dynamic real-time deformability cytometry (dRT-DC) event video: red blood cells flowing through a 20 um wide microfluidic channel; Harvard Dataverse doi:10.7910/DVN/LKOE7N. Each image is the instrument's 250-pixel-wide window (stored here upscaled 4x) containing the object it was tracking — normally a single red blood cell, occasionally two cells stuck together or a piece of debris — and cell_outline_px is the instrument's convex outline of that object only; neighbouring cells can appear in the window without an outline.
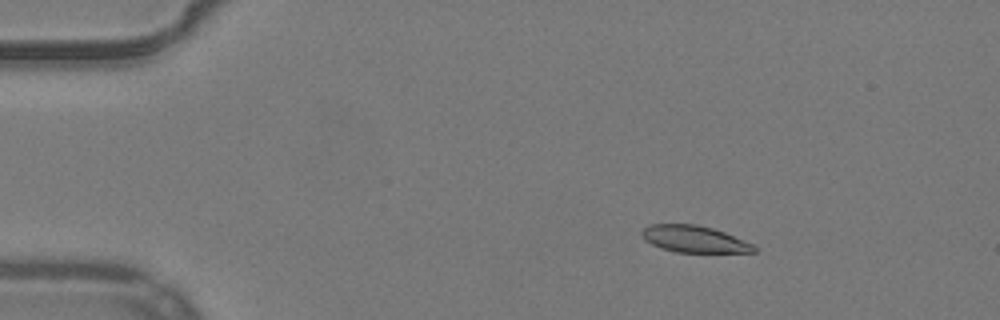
{"species": "common noctule bat (a hibernating species)", "species_latin": "Nyctalus noctula", "temperature_condition": "warm", "stored_images_in_passage": 52, "camera_frame_rate_fps": 3000, "um_per_image_px": 0.085, "animal": {"sex": "male", "body_mass_g": 19.2, "forearm_length_mm": 51.8}, "frame": {"image": 1, "passage_image": 8, "time_ms": 2.333, "image_size_px": [1000, 320], "cell_outline_px": [[756, 252], [676, 252], [660, 248], [644, 240], [640, 232], [644, 228], [652, 224], [696, 224], [712, 228], [724, 232], [752, 244], [756, 248]], "centroid_in_image_um": [58.97, 20.32], "position_along_channel_um": 26.0, "area_um2": 17.34}}
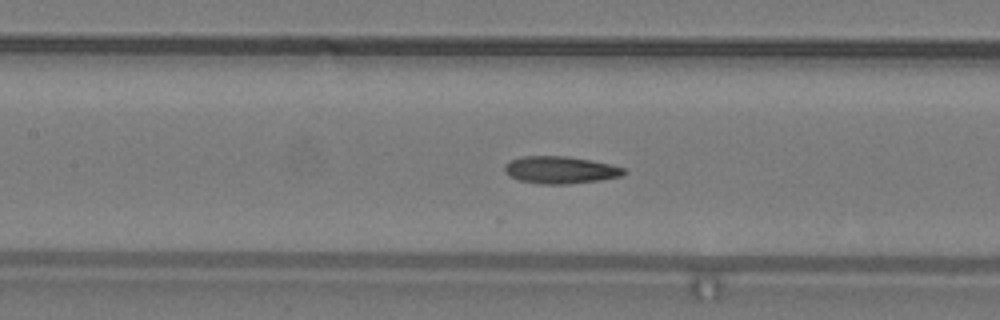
{"frame": {"image": 2, "passage_image": 24, "time_ms": 7.667, "image_size_px": [1000, 320], "cell_outline_px": [[628, 172], [620, 176], [596, 180], [568, 184], [540, 184], [520, 180], [508, 176], [504, 172], [504, 164], [520, 156], [568, 156], [592, 160], [624, 168]], "centroid_in_image_um": [47.58, 14.44], "position_along_channel_um": 159.8, "area_um2": 18.9}}
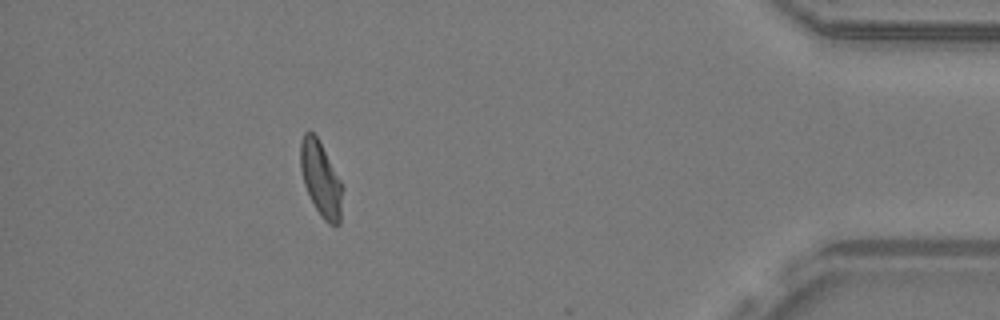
{"frame": {"image": 3, "passage_image": 47, "time_ms": 15.333, "image_size_px": [1000, 320], "cell_outline_px": [[344, 188], [340, 224], [328, 224], [320, 216], [304, 184], [300, 168], [300, 140], [304, 132], [312, 132], [316, 136], [340, 180]], "centroid_in_image_um": [27.28, 15.25], "position_along_channel_um": 407.9, "area_um2": 18.15}, "authors_computed_cell_mechanics": {"area_um2": 18.496, "velocity_mm_per_s": 3.9149, "shape_relaxation_time_tau1_ms": 11.1931, "shape_relaxation_time_tau2_ms": 2.7145, "deformation_change_tau1": 0.2541, "deformation_change_tau2": 0.0969}}